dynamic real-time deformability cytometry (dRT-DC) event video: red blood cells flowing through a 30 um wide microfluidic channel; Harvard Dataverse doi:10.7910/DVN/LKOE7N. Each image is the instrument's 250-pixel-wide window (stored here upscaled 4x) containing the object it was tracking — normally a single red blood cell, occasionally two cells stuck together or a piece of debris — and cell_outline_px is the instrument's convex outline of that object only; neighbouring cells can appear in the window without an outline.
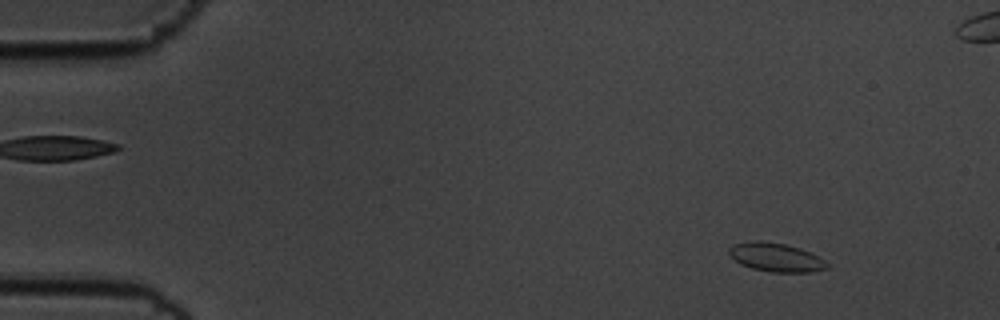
{"species": "common noctule bat (a hibernating species)", "species_latin": "Nyctalus noctula", "temperature_condition": "cold", "stored_images_in_passage": 58, "camera_frame_rate_fps": 3000, "um_per_image_px": 0.085, "animal": {"sex": "male", "body_mass_g": 19.5, "forearm_length_mm": 54.6}, "frame": {"image": 1, "passage_image": 6, "time_ms": 1.667, "image_size_px": [1000, 320], "cell_outline_px": [[828, 268], [812, 272], [772, 272], [752, 268], [740, 264], [728, 252], [728, 248], [732, 244], [752, 240], [760, 240], [784, 244], [800, 248], [820, 256], [828, 264]], "centroid_in_image_um": [65.95, 21.86], "position_along_channel_um": 19.0, "area_um2": 16.47}}
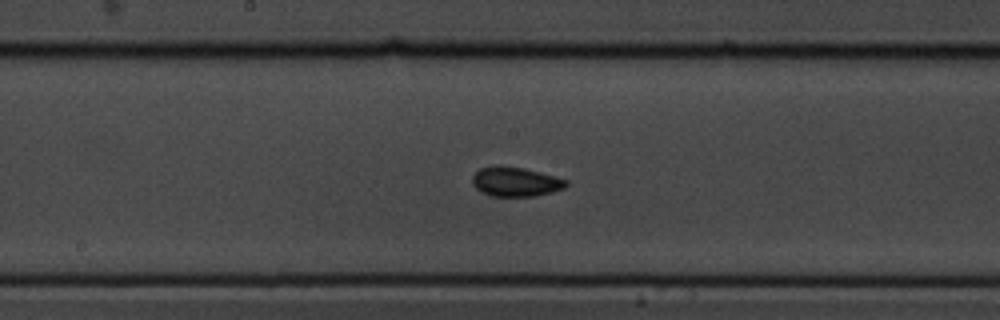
{"frame": {"image": 2, "passage_image": 30, "time_ms": 9.667, "image_size_px": [1000, 320], "cell_outline_px": [[568, 184], [564, 188], [552, 192], [536, 196], [492, 196], [480, 192], [472, 184], [472, 176], [480, 168], [496, 164], [500, 164], [524, 168], [540, 172], [568, 180]], "centroid_in_image_um": [43.8, 15.43], "position_along_channel_um": 204.4, "area_um2": 16.36}}
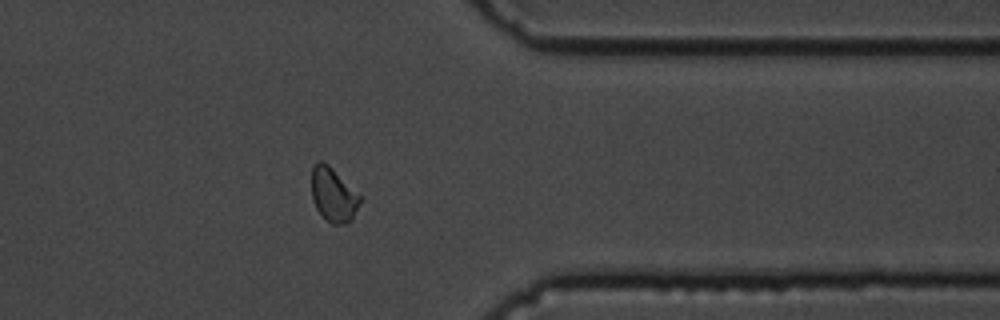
{"frame": {"image": 3, "passage_image": 46, "time_ms": 15.0, "image_size_px": [1000, 320], "cell_outline_px": [[360, 204], [352, 220], [348, 224], [332, 224], [316, 208], [312, 200], [312, 168], [320, 160], [328, 164], [360, 196]], "centroid_in_image_um": [28.34, 16.58], "position_along_channel_um": 383.1, "area_um2": 14.97}, "authors_computed_cell_mechanics": {"area_um2": 15.606, "velocity_mm_per_s": 3.5232, "shape_relaxation_time_tau1_ms": null, "shape_relaxation_time_tau2_ms": 1.4044, "deformation_change_tau1": null, "deformation_change_tau2": 0.0486}}